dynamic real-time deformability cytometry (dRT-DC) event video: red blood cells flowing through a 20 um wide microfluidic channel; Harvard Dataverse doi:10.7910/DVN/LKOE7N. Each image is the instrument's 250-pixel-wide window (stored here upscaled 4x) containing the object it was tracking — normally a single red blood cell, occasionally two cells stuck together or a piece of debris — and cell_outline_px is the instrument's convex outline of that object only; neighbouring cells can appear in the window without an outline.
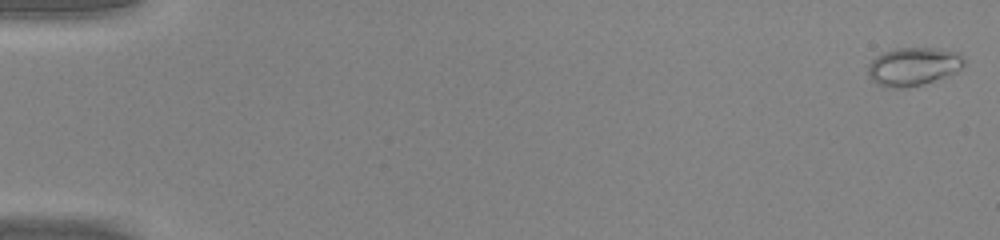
{"species": "common noctule bat (a hibernating species)", "species_latin": "Nyctalus noctula", "temperature_condition": "warm", "stored_images_in_passage": 49, "camera_frame_rate_fps": 3000, "um_per_image_px": 0.085, "animal": {"sex": "male", "body_mass_g": 20.0, "forearm_length_mm": 53.3}, "frame": {"image": 1, "passage_image": 1, "time_ms": 0.0, "image_size_px": [1000, 240], "cell_outline_px": [[964, 64], [956, 72], [908, 88], [888, 88], [876, 84], [868, 76], [868, 64], [876, 56], [884, 52], [896, 48], [940, 48], [960, 52], [964, 56]], "centroid_in_image_um": [77.62, 5.64], "position_along_channel_um": 7.4, "area_um2": 21.5}}
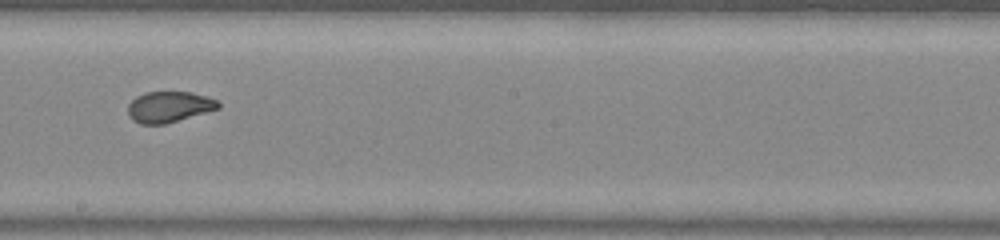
{"frame": {"image": 2, "passage_image": 29, "time_ms": 9.333, "image_size_px": [1000, 240], "cell_outline_px": [[220, 108], [164, 124], [140, 124], [132, 120], [128, 116], [128, 104], [136, 96], [144, 92], [192, 92], [216, 100], [220, 104]], "centroid_in_image_um": [14.32, 9.08], "position_along_channel_um": 233.9, "area_um2": 16.18}}
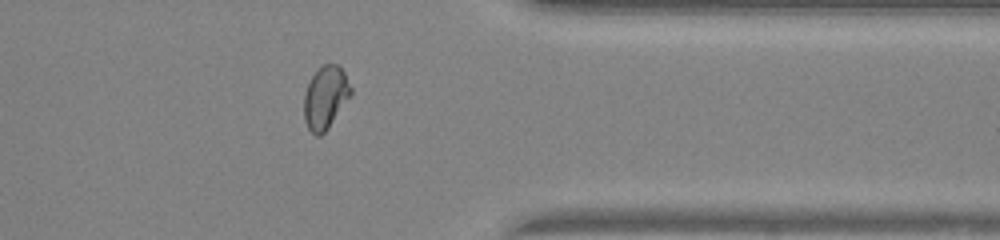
{"frame": {"image": 3, "passage_image": 40, "time_ms": 13.0, "image_size_px": [1000, 240], "cell_outline_px": [[352, 96], [328, 128], [320, 136], [316, 136], [308, 128], [304, 120], [304, 96], [308, 84], [312, 76], [324, 64], [336, 64], [344, 72], [352, 88]], "centroid_in_image_um": [27.68, 8.31], "position_along_channel_um": 383.7, "area_um2": 17.11}, "authors_computed_cell_mechanics": {"area_um2": 18.207, "velocity_mm_per_s": 4.3101, "shape_relaxation_time_tau1_ms": 7.859, "shape_relaxation_time_tau2_ms": null, "deformation_change_tau1": 0.2399, "deformation_change_tau2": null}}